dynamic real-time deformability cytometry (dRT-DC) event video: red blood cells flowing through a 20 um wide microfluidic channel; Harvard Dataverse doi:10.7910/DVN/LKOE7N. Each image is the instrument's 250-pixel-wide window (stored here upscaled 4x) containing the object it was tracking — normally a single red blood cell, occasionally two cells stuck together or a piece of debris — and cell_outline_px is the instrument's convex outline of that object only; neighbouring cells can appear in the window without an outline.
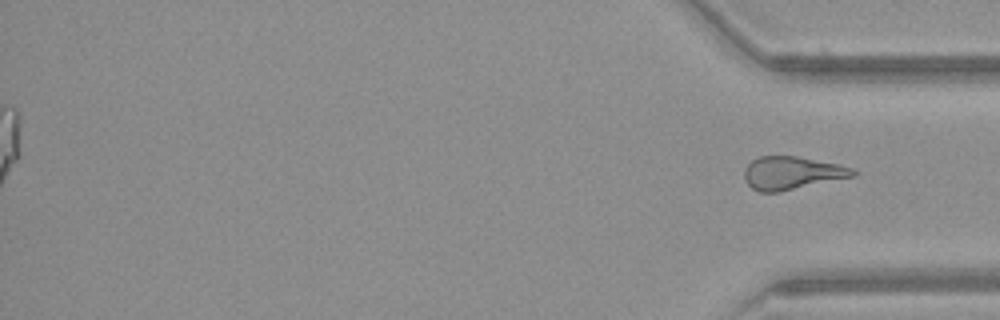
{"species": "common noctule bat (a hibernating species)", "species_latin": "Nyctalus noctula", "temperature_condition": "warm", "stored_images_in_passage": 39, "segment_of_instrument_passage": [2, 2], "camera_frame_rate_fps": 3000, "um_per_image_px": 0.085, "animal": {"sex": "female", "body_mass_g": 21.9}, "frame": {"image": 1, "passage_image": 39, "time_ms": 12.667, "image_size_px": [1000, 320], "cell_outline_px": [[856, 176], [780, 192], [760, 192], [752, 188], [744, 180], [744, 168], [752, 160], [760, 156], [796, 156], [836, 164], [852, 168], [856, 172]], "centroid_in_image_um": [67.29, 14.71], "position_along_channel_um": 367.9, "area_um2": 20.87}}